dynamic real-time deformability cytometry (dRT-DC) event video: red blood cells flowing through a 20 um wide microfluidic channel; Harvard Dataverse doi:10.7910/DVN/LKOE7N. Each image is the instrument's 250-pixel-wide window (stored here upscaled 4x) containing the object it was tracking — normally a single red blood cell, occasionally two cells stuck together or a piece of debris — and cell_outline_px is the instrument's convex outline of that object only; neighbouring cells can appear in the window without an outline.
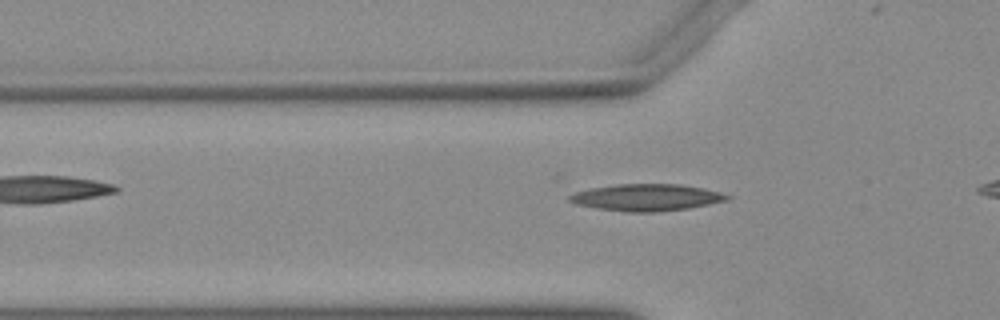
{"species": "Egyptian fruit bat (a non-hibernating species)", "species_latin": "Rousettus aegyptiacus", "temperature_condition": "warm", "stored_images_in_passage": 33, "camera_frame_rate_fps": 3000, "um_per_image_px": 0.085, "animal": {"sex": "female"}, "frame": {"image": 1, "passage_image": 7, "time_ms": 2.0, "image_size_px": [1000, 320], "cell_outline_px": [[732, 196], [728, 200], [688, 208], [656, 212], [624, 212], [596, 208], [576, 204], [568, 200], [568, 196], [576, 192], [592, 188], [616, 184], [680, 184], [704, 188], [720, 192]], "centroid_in_image_um": [54.96, 16.78], "position_along_channel_um": 70.8, "area_um2": 24.62}}
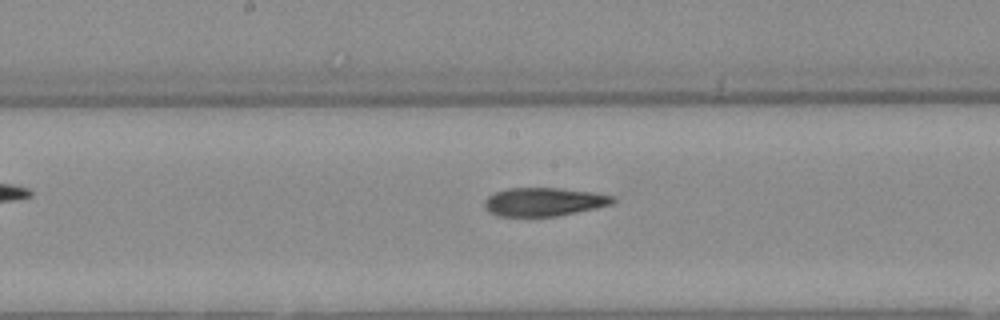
{"frame": {"image": 2, "passage_image": 17, "time_ms": 5.333, "image_size_px": [1000, 320], "cell_outline_px": [[616, 200], [612, 204], [596, 208], [556, 216], [496, 216], [488, 212], [484, 208], [484, 200], [488, 196], [496, 192], [508, 188], [560, 188], [592, 192], [612, 196]], "centroid_in_image_um": [46.19, 17.16], "position_along_channel_um": 202.0, "area_um2": 21.27}}
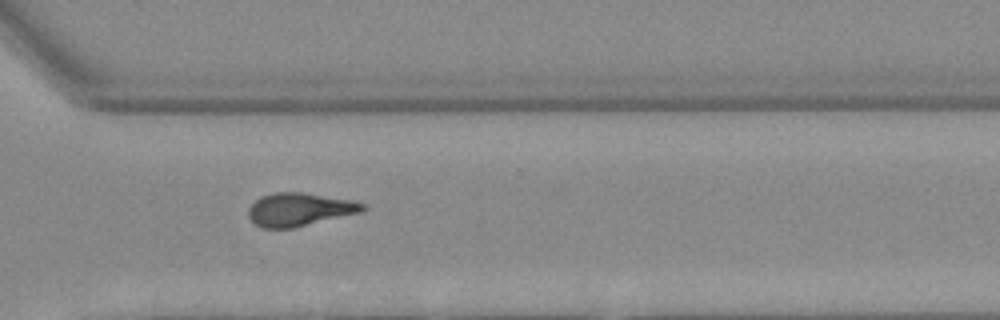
{"frame": {"image": 3, "passage_image": 28, "time_ms": 9.0, "image_size_px": [1000, 320], "cell_outline_px": [[368, 208], [360, 212], [292, 228], [260, 228], [248, 216], [248, 208], [260, 196], [276, 192], [300, 192], [352, 200], [368, 204]], "centroid_in_image_um": [25.45, 17.8], "position_along_channel_um": 345.1, "area_um2": 21.96}}